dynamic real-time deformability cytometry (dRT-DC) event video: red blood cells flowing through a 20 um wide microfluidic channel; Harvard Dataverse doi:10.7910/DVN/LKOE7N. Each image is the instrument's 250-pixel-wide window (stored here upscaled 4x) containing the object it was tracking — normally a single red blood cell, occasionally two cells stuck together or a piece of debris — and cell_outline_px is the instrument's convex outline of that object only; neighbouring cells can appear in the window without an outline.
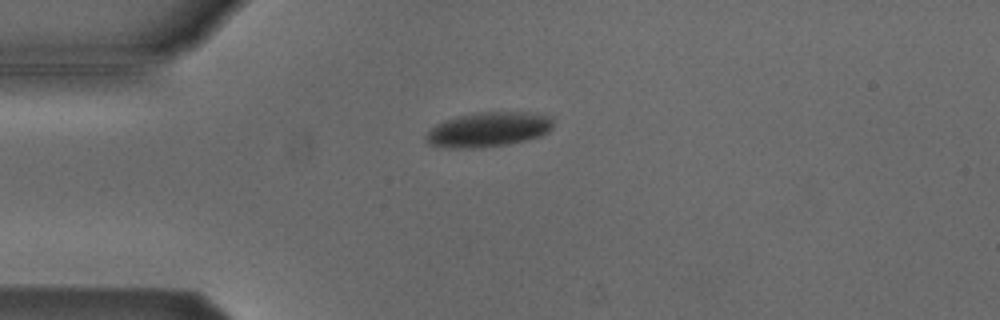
{"species": "Egyptian fruit bat (a non-hibernating species)", "species_latin": "Rousettus aegyptiacus", "temperature_condition": "cold", "stored_images_in_passage": 41, "camera_frame_rate_fps": 3000, "um_per_image_px": 0.085, "animal": {"sex": "male"}, "frame": {"image": 1, "passage_image": 1, "time_ms": 0.0, "image_size_px": [1000, 320], "cell_outline_px": [[552, 128], [548, 132], [540, 136], [508, 144], [480, 148], [444, 148], [432, 144], [424, 140], [424, 136], [436, 124], [460, 116], [480, 112], [532, 112], [552, 116]], "centroid_in_image_um": [41.53, 11.01], "position_along_channel_um": 43.5, "area_um2": 25.66}}
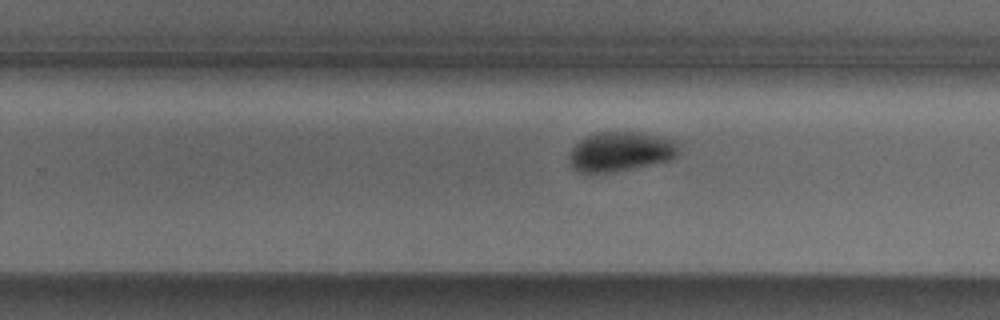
{"frame": {"image": 2, "passage_image": 21, "time_ms": 6.667, "image_size_px": [1000, 320], "cell_outline_px": [[680, 152], [676, 156], [668, 160], [636, 168], [608, 172], [580, 172], [572, 168], [572, 148], [580, 140], [588, 136], [600, 132], [640, 132], [676, 140], [680, 144]], "centroid_in_image_um": [52.83, 12.87], "position_along_channel_um": 277.0, "area_um2": 24.97}}
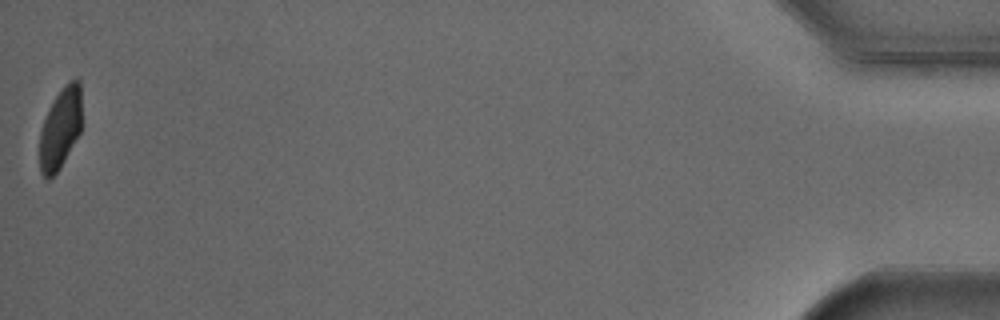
{"frame": {"image": 3, "passage_image": 41, "time_ms": 13.333, "image_size_px": [1000, 320], "cell_outline_px": [[80, 132], [60, 168], [48, 180], [40, 172], [40, 132], [44, 120], [52, 100], [72, 80], [80, 80]], "centroid_in_image_um": [5.11, 10.96], "position_along_channel_um": 430.1, "area_um2": 19.31}, "authors_computed_cell_mechanics": {"area_um2": 25.432, "velocity_mm_per_s": 3.8211, "shape_relaxation_time_tau1_ms": 2.4768, "shape_relaxation_time_tau2_ms": null, "deformation_change_tau1": 0.097, "deformation_change_tau2": null}}